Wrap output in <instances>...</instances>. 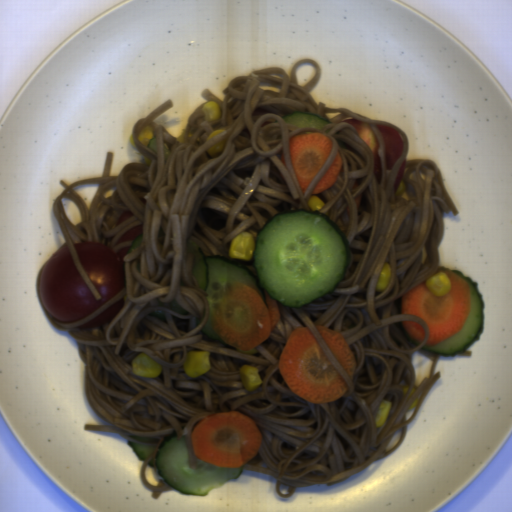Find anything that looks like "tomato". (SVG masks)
<instances>
[{"label": "tomato", "instance_id": "obj_1", "mask_svg": "<svg viewBox=\"0 0 512 512\" xmlns=\"http://www.w3.org/2000/svg\"><path fill=\"white\" fill-rule=\"evenodd\" d=\"M78 259L101 296L96 301L83 280L67 246L57 250L45 266L39 281V298L44 309L57 321L74 322L88 317L125 288L123 258L132 247L117 253L96 242H74Z\"/></svg>", "mask_w": 512, "mask_h": 512}, {"label": "tomato", "instance_id": "obj_2", "mask_svg": "<svg viewBox=\"0 0 512 512\" xmlns=\"http://www.w3.org/2000/svg\"><path fill=\"white\" fill-rule=\"evenodd\" d=\"M341 122L350 123L356 129L357 135L371 150L374 158L373 173L378 183L381 185L382 162L381 157L379 155V140L371 125L363 121L356 120L354 118L345 119Z\"/></svg>", "mask_w": 512, "mask_h": 512}, {"label": "tomato", "instance_id": "obj_3", "mask_svg": "<svg viewBox=\"0 0 512 512\" xmlns=\"http://www.w3.org/2000/svg\"><path fill=\"white\" fill-rule=\"evenodd\" d=\"M385 143V158L387 170L393 169L396 162L403 154L404 144L400 132L394 128L382 125H376Z\"/></svg>", "mask_w": 512, "mask_h": 512}, {"label": "tomato", "instance_id": "obj_4", "mask_svg": "<svg viewBox=\"0 0 512 512\" xmlns=\"http://www.w3.org/2000/svg\"><path fill=\"white\" fill-rule=\"evenodd\" d=\"M124 307V301L123 298L119 300L117 303L112 305L110 308L102 312L101 314L97 315L93 319L89 320L88 322L81 325V330H90L105 324H108Z\"/></svg>", "mask_w": 512, "mask_h": 512}, {"label": "tomato", "instance_id": "obj_5", "mask_svg": "<svg viewBox=\"0 0 512 512\" xmlns=\"http://www.w3.org/2000/svg\"><path fill=\"white\" fill-rule=\"evenodd\" d=\"M405 166H406V159L403 160L402 164H401V167L399 169V172L395 178V183H394V193L397 191L401 181H402V178H403V175H404V171H405Z\"/></svg>", "mask_w": 512, "mask_h": 512}]
</instances>
